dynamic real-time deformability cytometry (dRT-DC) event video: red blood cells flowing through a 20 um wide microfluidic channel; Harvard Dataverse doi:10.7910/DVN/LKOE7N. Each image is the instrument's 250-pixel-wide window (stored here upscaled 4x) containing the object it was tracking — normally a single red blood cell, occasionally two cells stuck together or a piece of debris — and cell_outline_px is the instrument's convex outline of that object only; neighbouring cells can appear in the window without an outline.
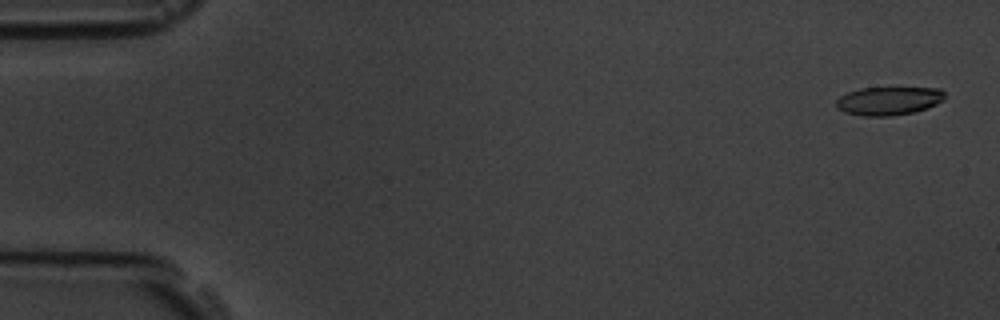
{"species": "common noctule bat (a hibernating species)", "species_latin": "Nyctalus noctula", "temperature_condition": "room temperature", "stored_images_in_passage": 14, "camera_frame_rate_fps": 3000, "um_per_image_px": 0.085, "animal": {"sex": "male", "body_mass_g": 19.5, "forearm_length_mm": 54.6}, "frame": {"image": 1, "passage_image": 2, "time_ms": 0.333, "image_size_px": [1000, 320], "cell_outline_px": [[944, 100], [928, 108], [912, 112], [888, 116], [860, 116], [844, 112], [836, 108], [836, 100], [840, 96], [848, 92], [860, 88], [940, 88], [944, 92]], "centroid_in_image_um": [75.51, 8.57], "position_along_channel_um": 9.5, "area_um2": 17.98}}